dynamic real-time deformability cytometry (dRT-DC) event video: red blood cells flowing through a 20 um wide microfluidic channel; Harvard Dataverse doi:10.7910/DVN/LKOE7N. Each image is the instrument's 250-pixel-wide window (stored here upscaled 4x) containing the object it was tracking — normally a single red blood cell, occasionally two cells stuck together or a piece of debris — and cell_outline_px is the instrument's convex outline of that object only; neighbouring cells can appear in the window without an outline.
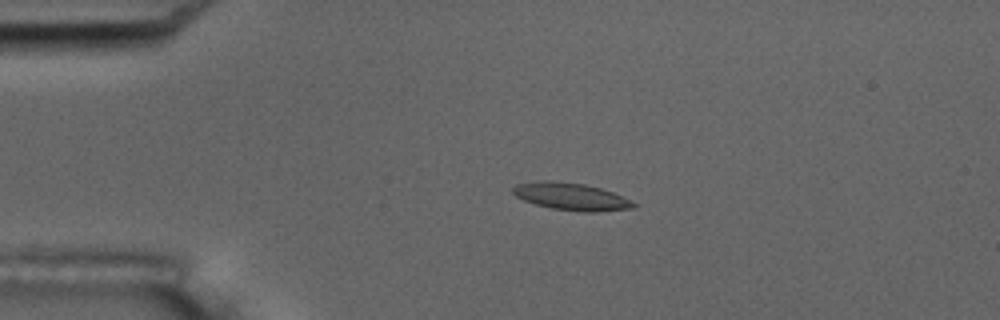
{"species": "common noctule bat (a hibernating species)", "species_latin": "Nyctalus noctula", "temperature_condition": "room temperature", "stored_images_in_passage": 4, "camera_frame_rate_fps": 3000, "um_per_image_px": 0.085, "animal": {"sex": "male", "body_mass_g": 17.5, "forearm_length_mm": 52.3}, "frame": {"image": 1, "passage_image": 3, "time_ms": 2.333, "image_size_px": [1000, 320], "cell_outline_px": [[636, 204], [632, 208], [592, 212], [584, 212], [552, 208], [536, 204], [524, 200], [516, 196], [512, 192], [512, 188], [516, 184], [536, 180], [552, 180], [584, 184], [600, 188], [612, 192]], "centroid_in_image_um": [48.47, 16.69], "position_along_channel_um": 36.5, "area_um2": 18.96}}